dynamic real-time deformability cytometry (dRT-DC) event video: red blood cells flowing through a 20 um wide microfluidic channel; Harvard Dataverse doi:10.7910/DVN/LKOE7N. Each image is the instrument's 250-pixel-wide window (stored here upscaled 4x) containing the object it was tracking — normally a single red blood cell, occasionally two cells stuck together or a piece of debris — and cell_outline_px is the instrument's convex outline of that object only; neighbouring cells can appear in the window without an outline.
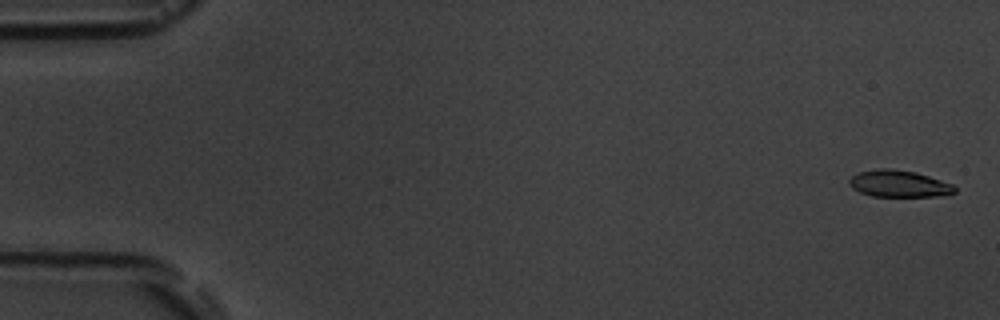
{"species": "common noctule bat (a hibernating species)", "species_latin": "Nyctalus noctula", "temperature_condition": "room temperature", "stored_images_in_passage": 6, "camera_frame_rate_fps": 3000, "um_per_image_px": 0.085, "animal": {"sex": "male", "body_mass_g": 19.5, "forearm_length_mm": 54.6}, "frame": {"image": 1, "passage_image": 1, "time_ms": 0.0, "image_size_px": [1000, 320], "cell_outline_px": [[956, 192], [936, 196], [872, 196], [860, 192], [852, 188], [848, 184], [848, 180], [852, 176], [860, 172], [880, 168], [888, 168], [916, 172], [952, 184], [956, 188]], "centroid_in_image_um": [76.38, 15.61], "position_along_channel_um": 8.6, "area_um2": 16.3}}
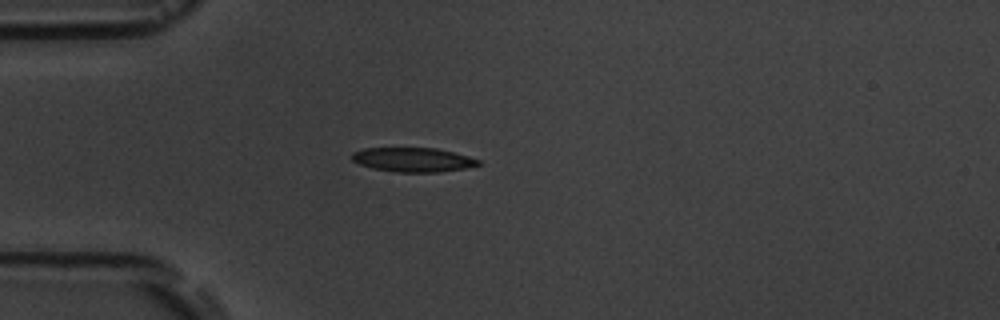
{"frame": {"image": 2, "passage_image": 5, "time_ms": 4.667, "image_size_px": [1000, 320], "cell_outline_px": [[480, 164], [464, 168], [440, 172], [396, 172], [372, 168], [360, 164], [352, 160], [352, 152], [364, 148], [436, 148], [468, 156], [480, 160]], "centroid_in_image_um": [35.08, 13.57], "position_along_channel_um": 49.9, "area_um2": 17.74}}